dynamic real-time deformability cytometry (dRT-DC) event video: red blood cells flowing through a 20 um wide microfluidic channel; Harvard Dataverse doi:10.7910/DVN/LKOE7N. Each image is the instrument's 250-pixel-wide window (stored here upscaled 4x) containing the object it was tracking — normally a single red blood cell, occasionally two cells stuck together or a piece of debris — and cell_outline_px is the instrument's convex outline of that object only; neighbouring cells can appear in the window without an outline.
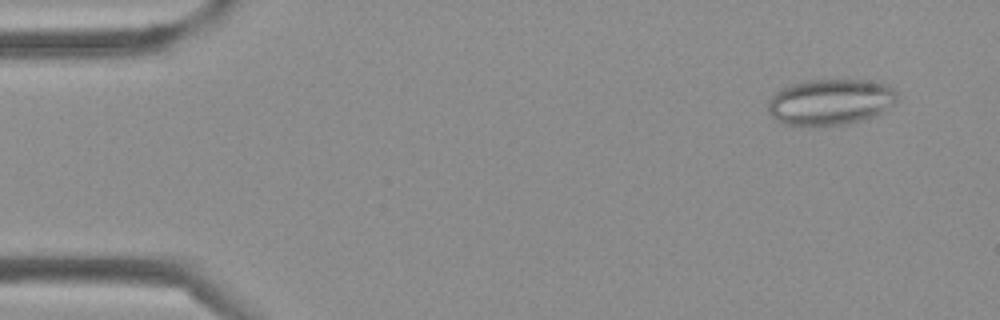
{"species": "Egyptian fruit bat (a non-hibernating species)", "species_latin": "Rousettus aegyptiacus", "temperature_condition": "cold", "stored_images_in_passage": 41, "camera_frame_rate_fps": 3000, "um_per_image_px": 0.085, "frame": {"image": 1, "passage_image": 3, "time_ms": 0.667, "image_size_px": [1000, 320], "cell_outline_px": [[896, 100], [892, 104], [880, 112], [872, 116], [848, 124], [780, 124], [768, 112], [768, 100], [780, 88], [792, 84], [808, 80], [864, 80], [884, 84], [892, 88], [896, 92]], "centroid_in_image_um": [70.52, 8.65], "position_along_channel_um": 14.5, "area_um2": 33.99}}
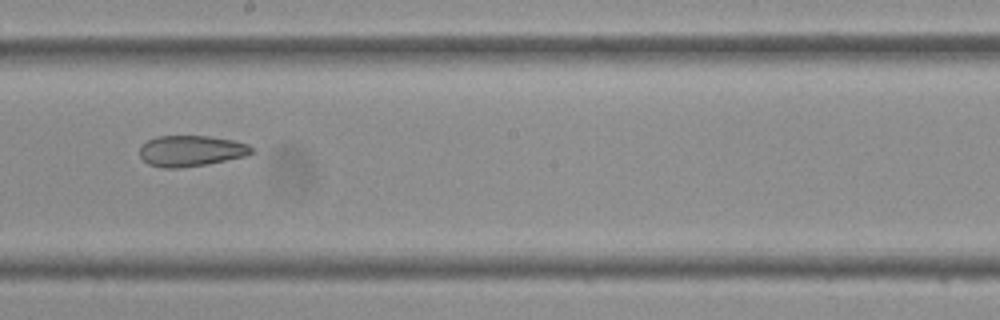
{"frame": {"image": 2, "passage_image": 23, "time_ms": 7.333, "image_size_px": [1000, 320], "cell_outline_px": [[256, 152], [244, 156], [208, 164], [180, 168], [164, 168], [148, 164], [140, 156], [140, 144], [156, 136], [208, 136], [232, 140], [248, 144]], "centroid_in_image_um": [16.22, 12.82], "position_along_channel_um": 232.0, "area_um2": 20.23}}
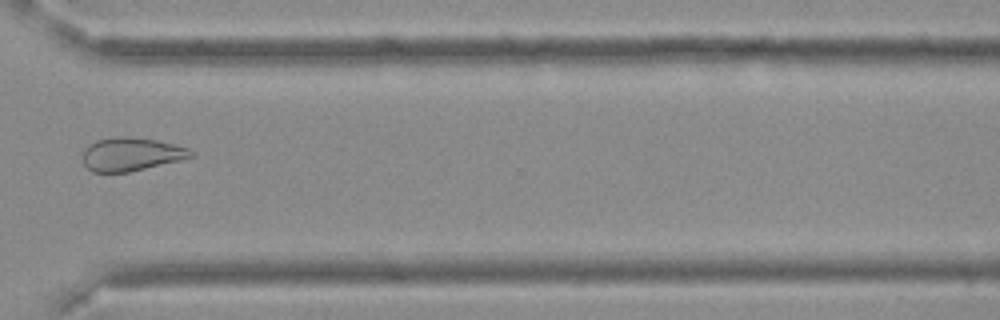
{"frame": {"image": 3, "passage_image": 31, "time_ms": 10.0, "image_size_px": [1000, 320], "cell_outline_px": [[192, 156], [180, 160], [128, 172], [92, 172], [84, 164], [84, 148], [88, 144], [96, 140], [120, 136], [128, 136], [156, 140], [188, 148], [192, 152]], "centroid_in_image_um": [11.11, 13.1], "position_along_channel_um": 359.5, "area_um2": 20.75}}